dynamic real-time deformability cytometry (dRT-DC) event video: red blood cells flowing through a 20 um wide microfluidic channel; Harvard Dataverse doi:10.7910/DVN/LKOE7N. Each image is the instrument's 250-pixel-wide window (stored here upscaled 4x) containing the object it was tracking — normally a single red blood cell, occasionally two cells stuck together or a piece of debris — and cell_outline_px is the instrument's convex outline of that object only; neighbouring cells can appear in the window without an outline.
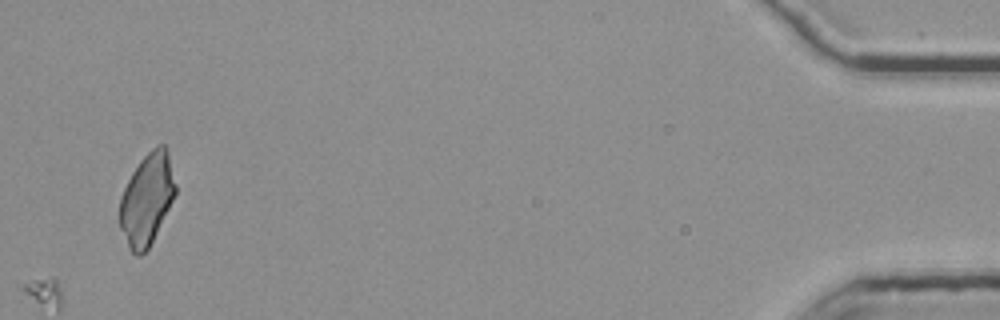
{"species": "common noctule bat (a hibernating species)", "species_latin": "Nyctalus noctula", "temperature_condition": "room temperature", "stored_images_in_passage": 50, "camera_frame_rate_fps": 3000, "um_per_image_px": 0.085, "animal": {"sex": "female", "body_mass_g": 25.1}, "frame": {"image": 1, "passage_image": 50, "time_ms": 16.333, "image_size_px": [1000, 320], "cell_outline_px": [[176, 192], [148, 248], [140, 256], [136, 256], [132, 252], [120, 228], [120, 196], [132, 172], [140, 160], [156, 144], [164, 144], [168, 152], [176, 184]], "centroid_in_image_um": [12.48, 16.89], "position_along_channel_um": 422.7, "area_um2": 29.19}}